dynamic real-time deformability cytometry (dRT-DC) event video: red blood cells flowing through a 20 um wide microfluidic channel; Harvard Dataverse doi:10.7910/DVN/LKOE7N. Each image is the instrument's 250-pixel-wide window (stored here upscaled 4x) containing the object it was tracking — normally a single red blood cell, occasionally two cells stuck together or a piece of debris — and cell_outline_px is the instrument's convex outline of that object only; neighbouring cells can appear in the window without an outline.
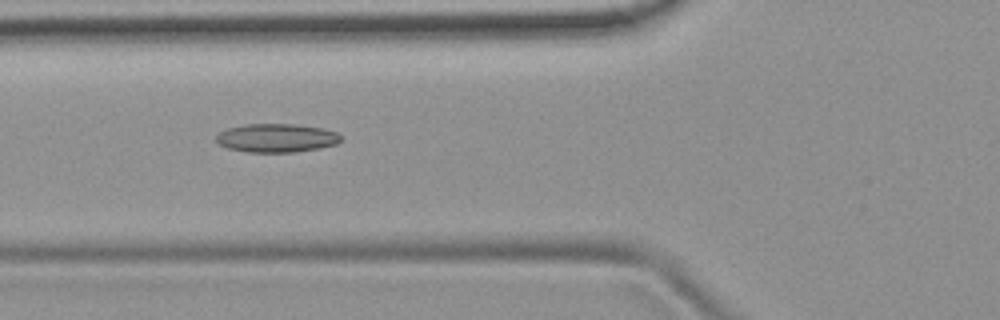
{"species": "common noctule bat (a hibernating species)", "species_latin": "Nyctalus noctula", "temperature_condition": "room temperature", "stored_images_in_passage": 7, "camera_frame_rate_fps": 3000, "um_per_image_px": 0.085, "animal": {"sex": "female", "body_mass_g": 19.9}, "frame": {"image": 1, "passage_image": 5, "time_ms": 5.333, "image_size_px": [1000, 320], "cell_outline_px": [[340, 140], [336, 144], [320, 148], [296, 152], [248, 152], [228, 148], [220, 144], [216, 140], [216, 136], [220, 132], [228, 128], [244, 124], [296, 124], [324, 128], [336, 132], [340, 136]], "centroid_in_image_um": [23.51, 11.72], "position_along_channel_um": 102.3, "area_um2": 20.75}}
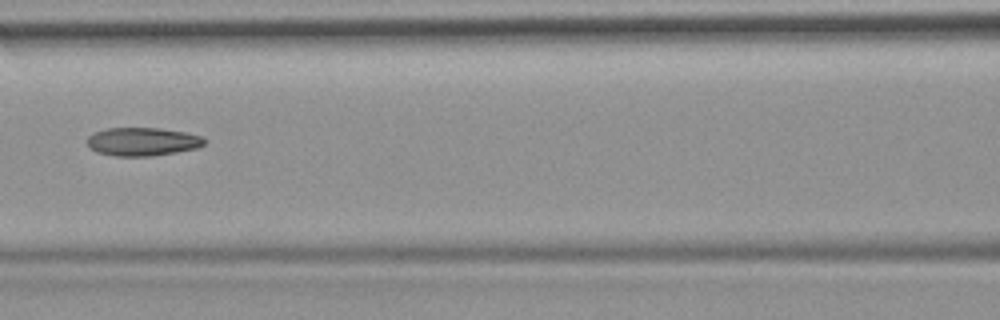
{"frame": {"image": 2, "passage_image": 6, "time_ms": 6.667, "image_size_px": [1000, 320], "cell_outline_px": [[208, 140], [204, 144], [196, 148], [176, 152], [152, 156], [116, 156], [96, 152], [88, 144], [88, 136], [92, 132], [108, 128], [160, 128], [184, 132], [200, 136]], "centroid_in_image_um": [12.11, 12.03], "position_along_channel_um": 154.5, "area_um2": 19.31}}
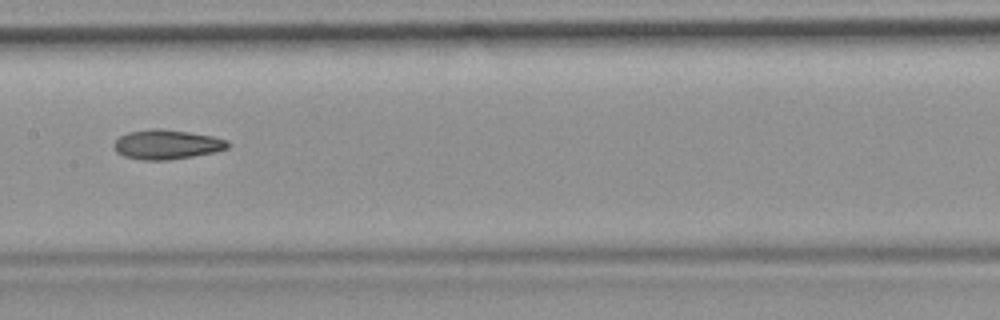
{"frame": {"image": 3, "passage_image": 7, "time_ms": 7.667, "image_size_px": [1000, 320], "cell_outline_px": [[232, 144], [228, 148], [216, 152], [168, 160], [144, 160], [124, 156], [116, 152], [112, 144], [120, 136], [128, 132], [156, 128], [160, 128], [188, 132], [212, 136], [228, 140]], "centroid_in_image_um": [14.19, 12.28], "position_along_channel_um": 193.2, "area_um2": 19.65}}